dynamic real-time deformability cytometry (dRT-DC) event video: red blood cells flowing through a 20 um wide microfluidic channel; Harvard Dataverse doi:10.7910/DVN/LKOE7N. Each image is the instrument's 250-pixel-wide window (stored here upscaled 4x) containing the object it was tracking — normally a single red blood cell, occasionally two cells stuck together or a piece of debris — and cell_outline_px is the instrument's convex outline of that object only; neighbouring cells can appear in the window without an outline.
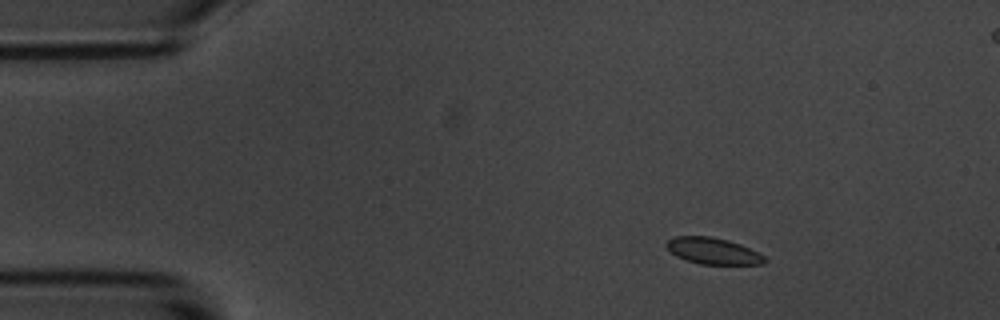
{"species": "common noctule bat (a hibernating species)", "species_latin": "Nyctalus noctula", "temperature_condition": "room temperature", "stored_images_in_passage": 16, "segment_of_instrument_passage": [1, 2], "camera_frame_rate_fps": 3000, "um_per_image_px": 0.085, "animal": {"sex": "male", "body_mass_g": 20.1, "forearm_length_mm": 53.5}, "frame": {"image": 1, "passage_image": 3, "time_ms": 2.0, "image_size_px": [1000, 320], "cell_outline_px": [[768, 260], [764, 264], [700, 264], [676, 256], [664, 244], [668, 240], [676, 236], [712, 236], [728, 240], [740, 244], [764, 256]], "centroid_in_image_um": [60.61, 21.33], "position_along_channel_um": 24.4, "area_um2": 14.97}}
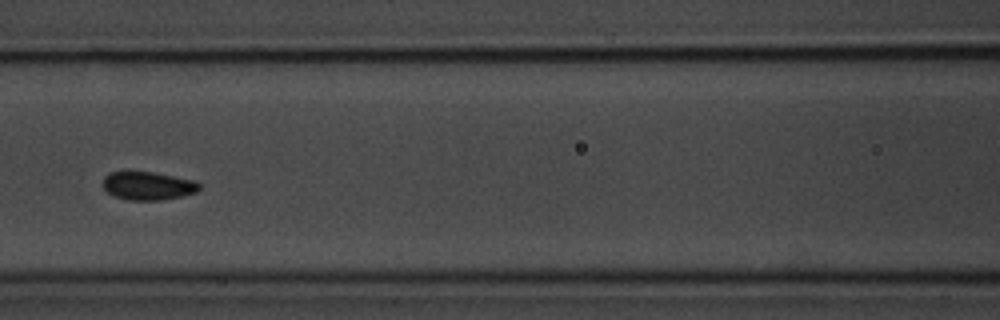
{"frame": {"image": 2, "passage_image": 7, "time_ms": 7.667, "image_size_px": [1000, 320], "cell_outline_px": [[200, 188], [196, 192], [184, 196], [160, 200], [128, 200], [112, 196], [104, 188], [104, 176], [108, 172], [152, 172], [192, 180], [200, 184]], "centroid_in_image_um": [12.56, 15.8], "position_along_channel_um": 154.0, "area_um2": 15.78}}
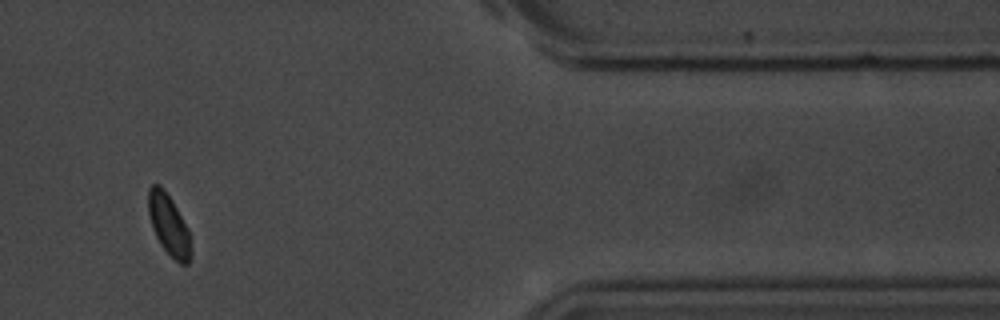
{"frame": {"image": 3, "passage_image": 14, "time_ms": 15.667, "image_size_px": [1000, 320], "cell_outline_px": [[188, 264], [180, 264], [160, 244], [152, 228], [148, 212], [148, 188], [152, 184], [160, 184], [164, 188], [172, 200], [188, 228]], "centroid_in_image_um": [14.28, 19.01], "position_along_channel_um": 397.1, "area_um2": 14.62}}